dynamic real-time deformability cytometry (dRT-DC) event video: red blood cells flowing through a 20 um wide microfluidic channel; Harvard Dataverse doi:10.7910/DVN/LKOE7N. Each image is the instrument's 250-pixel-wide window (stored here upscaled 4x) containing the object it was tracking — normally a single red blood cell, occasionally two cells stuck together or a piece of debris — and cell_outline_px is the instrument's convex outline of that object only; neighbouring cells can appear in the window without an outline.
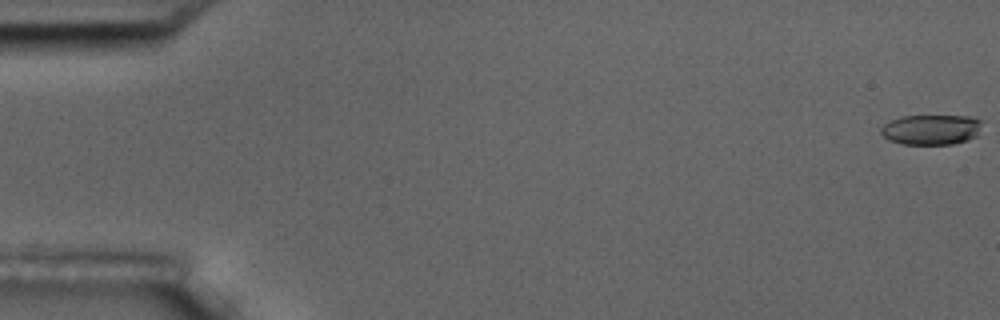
{"species": "common noctule bat (a hibernating species)", "species_latin": "Nyctalus noctula", "temperature_condition": "room temperature", "stored_images_in_passage": 57, "camera_frame_rate_fps": 3000, "um_per_image_px": 0.085, "animal": {"sex": "male", "body_mass_g": 17.5, "forearm_length_mm": 52.3}, "frame": {"image": 1, "passage_image": 1, "time_ms": 0.0, "image_size_px": [1000, 320], "cell_outline_px": [[984, 120], [976, 136], [968, 140], [952, 144], [904, 144], [888, 140], [880, 132], [880, 128], [888, 120], [900, 116], [972, 116]], "centroid_in_image_um": [79.16, 11.0], "position_along_channel_um": 5.8, "area_um2": 18.03}}
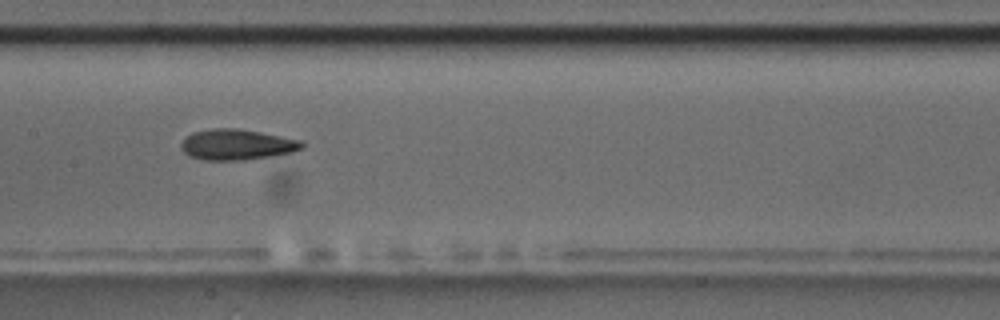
{"frame": {"image": 2, "passage_image": 29, "time_ms": 9.333, "image_size_px": [1000, 320], "cell_outline_px": [[304, 148], [292, 152], [244, 160], [204, 160], [188, 156], [180, 148], [180, 144], [192, 132], [212, 128], [236, 128], [260, 132], [300, 140], [304, 144]], "centroid_in_image_um": [20.1, 12.29], "position_along_channel_um": 187.3, "area_um2": 21.5}}
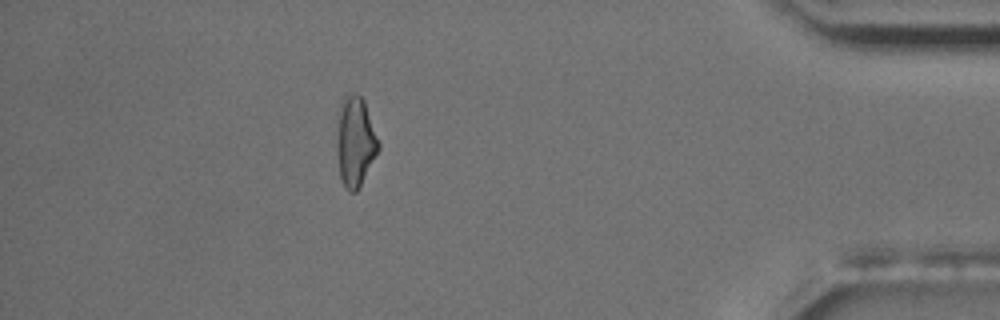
{"frame": {"image": 3, "passage_image": 51, "time_ms": 16.667, "image_size_px": [1000, 320], "cell_outline_px": [[380, 148], [356, 192], [348, 192], [340, 176], [336, 144], [336, 120], [340, 100], [344, 96], [360, 96], [364, 100], [380, 144]], "centroid_in_image_um": [30.17, 12.01], "position_along_channel_um": 405.0, "area_um2": 21.79}, "authors_computed_cell_mechanics": {"area_um2": 20.7502, "velocity_mm_per_s": 3.6017, "shape_relaxation_time_tau1_ms": 8.9114, "shape_relaxation_time_tau2_ms": 2.6016, "deformation_change_tau1": 0.1962, "deformation_change_tau2": 0.1081}}